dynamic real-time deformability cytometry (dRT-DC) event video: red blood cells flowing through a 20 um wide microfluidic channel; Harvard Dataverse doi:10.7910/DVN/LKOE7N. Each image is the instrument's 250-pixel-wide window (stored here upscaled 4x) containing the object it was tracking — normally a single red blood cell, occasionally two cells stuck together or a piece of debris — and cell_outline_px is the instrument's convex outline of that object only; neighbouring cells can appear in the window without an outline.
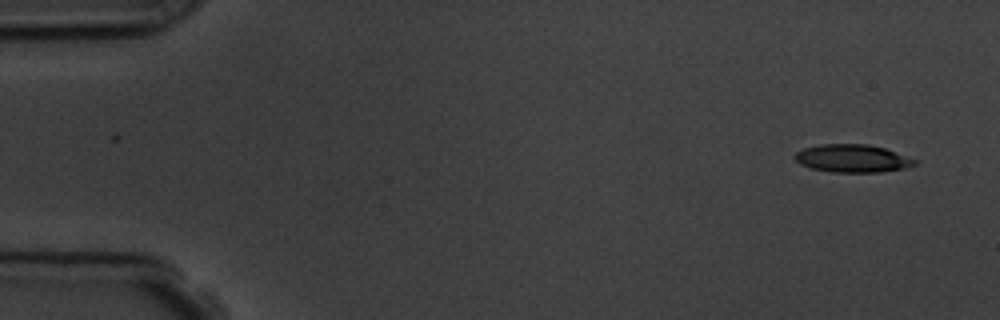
{"species": "common noctule bat (a hibernating species)", "species_latin": "Nyctalus noctula", "temperature_condition": "room temperature", "stored_images_in_passage": 5, "camera_frame_rate_fps": 3000, "um_per_image_px": 0.085, "animal": {"sex": "male", "body_mass_g": 19.5, "forearm_length_mm": 54.6}, "frame": {"image": 1, "passage_image": 1, "time_ms": 0.0, "image_size_px": [1000, 320], "cell_outline_px": [[920, 160], [916, 164], [904, 168], [880, 172], [832, 172], [812, 168], [800, 164], [796, 160], [796, 152], [804, 148], [820, 144], [868, 144], [884, 148]], "centroid_in_image_um": [72.5, 13.46], "position_along_channel_um": 12.5, "area_um2": 19.42}}
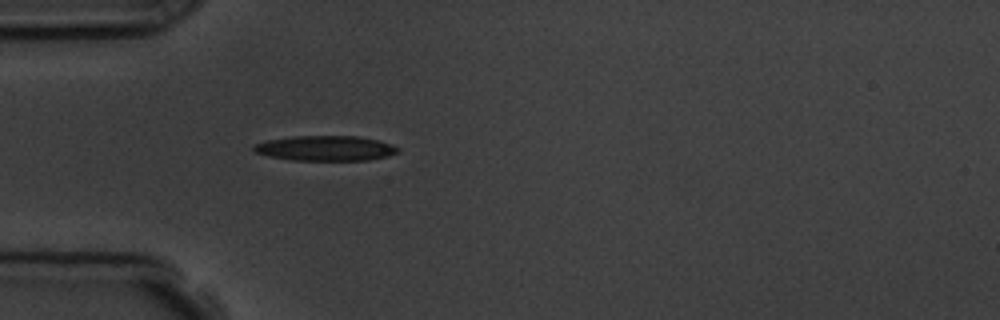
{"frame": {"image": 2, "passage_image": 5, "time_ms": 4.333, "image_size_px": [1000, 320], "cell_outline_px": [[400, 152], [388, 156], [368, 160], [292, 160], [268, 156], [256, 152], [252, 148], [252, 144], [268, 140], [292, 136], [360, 136], [380, 140], [392, 144], [400, 148]], "centroid_in_image_um": [27.7, 12.59], "position_along_channel_um": 57.3, "area_um2": 21.27}}